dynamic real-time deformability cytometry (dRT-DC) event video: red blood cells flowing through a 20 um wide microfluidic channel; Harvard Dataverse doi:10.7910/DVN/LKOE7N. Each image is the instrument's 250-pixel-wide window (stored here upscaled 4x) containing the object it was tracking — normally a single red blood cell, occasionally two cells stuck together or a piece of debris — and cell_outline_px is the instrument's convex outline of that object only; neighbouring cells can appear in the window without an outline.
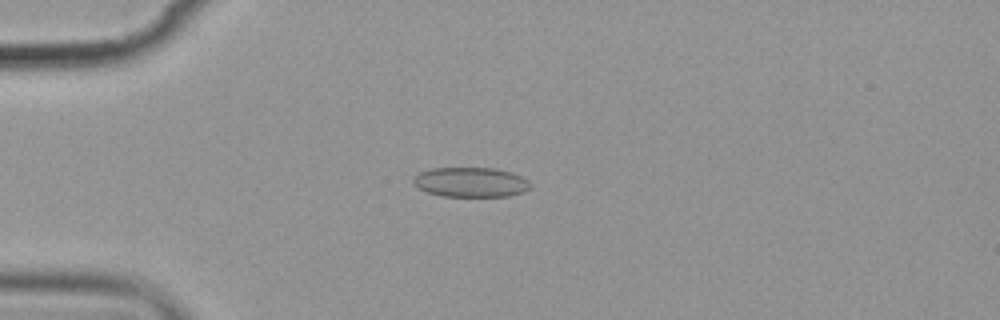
{"species": "common noctule bat (a hibernating species)", "species_latin": "Nyctalus noctula", "temperature_condition": "cold", "stored_images_in_passage": 11, "camera_frame_rate_fps": 3000, "um_per_image_px": 0.085, "animal": {"sex": "female", "body_mass_g": 19.9}, "frame": {"image": 1, "passage_image": 4, "time_ms": 4.667, "image_size_px": [1000, 320], "cell_outline_px": [[532, 184], [524, 192], [508, 196], [440, 196], [428, 192], [420, 188], [412, 180], [420, 172], [432, 168], [496, 168], [512, 172], [528, 180]], "centroid_in_image_um": [40.05, 15.48], "position_along_channel_um": 45.0, "area_um2": 20.17}}
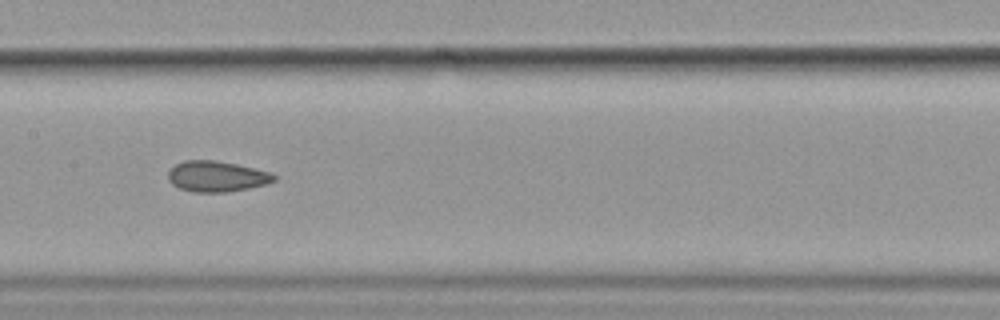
{"frame": {"image": 2, "passage_image": 8, "time_ms": 9.333, "image_size_px": [1000, 320], "cell_outline_px": [[276, 180], [268, 184], [228, 192], [192, 192], [180, 188], [172, 184], [168, 180], [168, 172], [176, 164], [184, 160], [212, 160], [236, 164], [272, 172], [276, 176]], "centroid_in_image_um": [18.44, 15.0], "position_along_channel_um": 189.0, "area_um2": 19.02}}
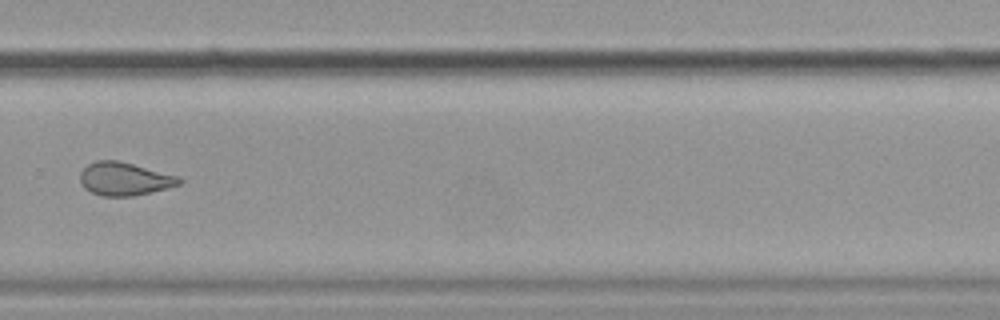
{"frame": {"image": 3, "passage_image": 11, "time_ms": 13.0, "image_size_px": [1000, 320], "cell_outline_px": [[184, 180], [180, 184], [168, 188], [132, 196], [100, 196], [84, 188], [80, 180], [80, 172], [88, 164], [96, 160], [116, 160], [180, 176]], "centroid_in_image_um": [10.59, 15.21], "position_along_channel_um": 319.2, "area_um2": 19.13}}